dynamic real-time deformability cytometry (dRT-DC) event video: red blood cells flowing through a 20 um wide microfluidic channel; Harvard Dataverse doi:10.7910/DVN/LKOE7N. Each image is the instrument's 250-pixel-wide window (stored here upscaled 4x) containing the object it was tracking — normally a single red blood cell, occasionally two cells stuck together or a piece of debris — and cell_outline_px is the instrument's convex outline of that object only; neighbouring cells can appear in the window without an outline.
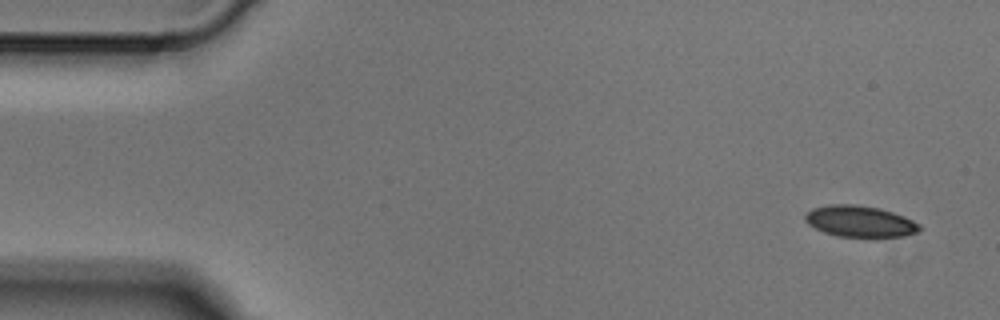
{"species": "Egyptian fruit bat (a non-hibernating species)", "species_latin": "Rousettus aegyptiacus", "temperature_condition": "cold", "stored_images_in_passage": 4, "camera_frame_rate_fps": 3000, "um_per_image_px": 0.085, "animal": {"sex": "male"}, "frame": {"image": 1, "passage_image": 1, "time_ms": 0.0, "image_size_px": [1000, 320], "cell_outline_px": [[924, 228], [916, 232], [900, 236], [872, 240], [836, 236], [824, 232], [808, 224], [804, 220], [804, 216], [812, 208], [828, 204], [856, 204], [880, 208], [904, 216], [920, 224]], "centroid_in_image_um": [73.11, 18.85], "position_along_channel_um": 11.9, "area_um2": 21.68}}
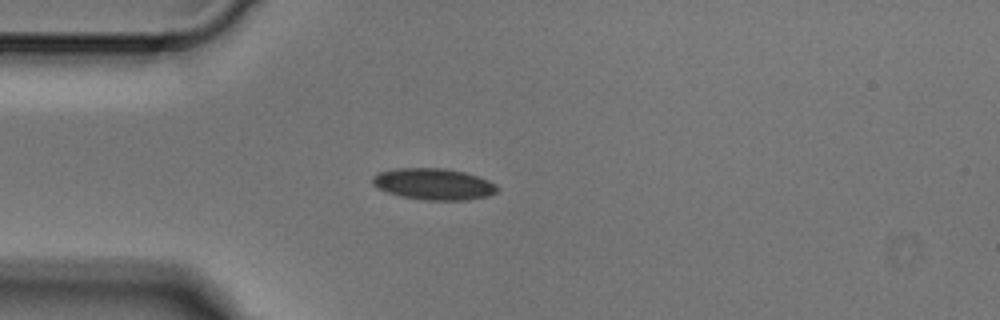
{"frame": {"image": 2, "passage_image": 3, "time_ms": 0.667, "image_size_px": [1000, 320], "cell_outline_px": [[500, 188], [496, 192], [488, 196], [468, 200], [428, 200], [400, 196], [376, 188], [372, 184], [372, 176], [380, 172], [396, 168], [444, 168], [464, 172], [488, 180], [496, 184]], "centroid_in_image_um": [36.86, 15.65], "position_along_channel_um": 48.1, "area_um2": 22.89}}